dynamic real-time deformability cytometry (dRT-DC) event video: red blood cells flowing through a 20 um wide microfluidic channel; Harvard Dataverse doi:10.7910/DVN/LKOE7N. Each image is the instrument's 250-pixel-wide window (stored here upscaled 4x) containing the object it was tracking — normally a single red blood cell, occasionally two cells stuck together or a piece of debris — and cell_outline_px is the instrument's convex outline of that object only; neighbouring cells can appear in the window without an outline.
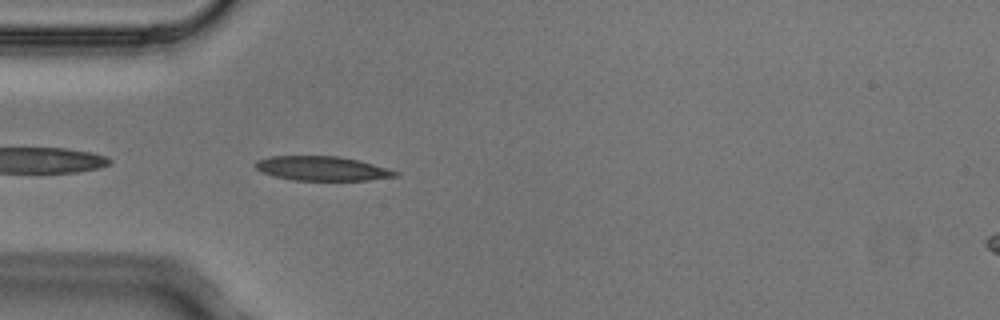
{"species": "Egyptian fruit bat (a non-hibernating species)", "species_latin": "Rousettus aegyptiacus", "temperature_condition": "cold", "stored_images_in_passage": 5, "segment_of_instrument_passage": [2, 2], "camera_frame_rate_fps": 3000, "um_per_image_px": 0.085, "animal": {"sex": "male"}, "frame": {"image": 1, "passage_image": 5, "time_ms": 1.333, "image_size_px": [1000, 320], "cell_outline_px": [[400, 176], [368, 180], [292, 180], [272, 176], [260, 172], [256, 168], [256, 160], [268, 156], [340, 156], [360, 160], [400, 172]], "centroid_in_image_um": [27.38, 14.32], "position_along_channel_um": 57.6, "area_um2": 20.06}}